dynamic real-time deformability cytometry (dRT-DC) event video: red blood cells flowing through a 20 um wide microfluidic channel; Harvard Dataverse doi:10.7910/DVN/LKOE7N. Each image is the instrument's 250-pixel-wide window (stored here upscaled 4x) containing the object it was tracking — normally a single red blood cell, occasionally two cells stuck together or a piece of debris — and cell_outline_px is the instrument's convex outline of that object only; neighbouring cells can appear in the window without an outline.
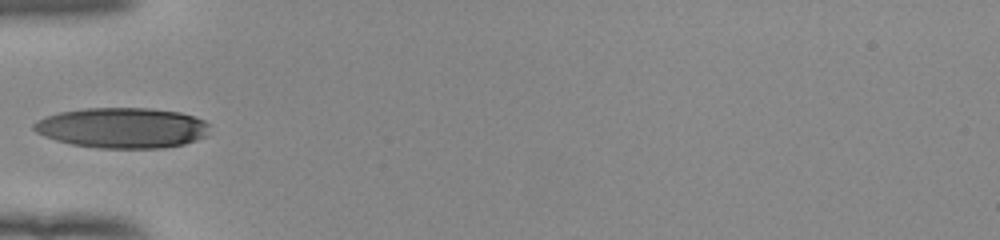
{"species": "human", "species_latin": "Homo sapiens", "temperature_condition": "room temperature", "stored_images_in_passage": 35, "camera_frame_rate_fps": 3000, "um_per_image_px": 0.085, "donor": {"sex": "female"}, "frame": {"image": 1, "passage_image": 1, "time_ms": 0.0, "image_size_px": [1000, 240], "cell_outline_px": [[208, 136], [184, 144], [160, 148], [100, 148], [72, 144], [56, 140], [44, 136], [36, 132], [32, 128], [32, 124], [48, 116], [60, 112], [88, 108], [148, 108], [180, 112], [204, 120], [208, 124]], "centroid_in_image_um": [10.42, 10.87], "position_along_channel_um": 74.6, "area_um2": 41.27}}
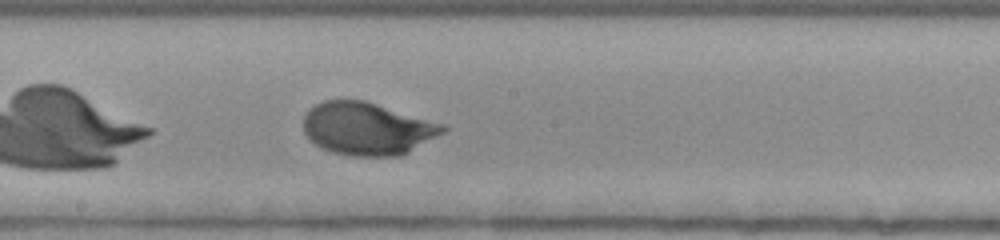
{"frame": {"image": 2, "passage_image": 12, "time_ms": 3.667, "image_size_px": [1000, 240], "cell_outline_px": [[448, 128], [444, 132], [408, 152], [400, 156], [352, 156], [332, 152], [316, 144], [304, 132], [304, 116], [308, 108], [324, 100], [364, 100], [444, 124]], "centroid_in_image_um": [31.21, 10.93], "position_along_channel_um": 217.0, "area_um2": 42.48}}
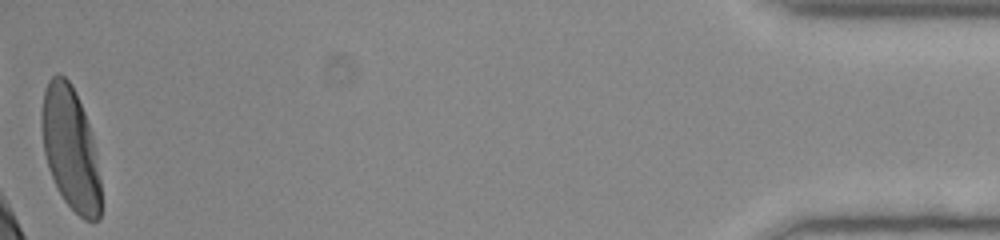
{"frame": {"image": 3, "passage_image": 35, "time_ms": 11.333, "image_size_px": [1000, 240], "cell_outline_px": [[100, 216], [96, 220], [84, 220], [64, 200], [56, 188], [48, 168], [44, 152], [40, 124], [40, 116], [44, 88], [48, 80], [56, 72], [64, 76], [72, 84], [76, 92], [84, 112], [92, 136], [96, 152], [100, 180]], "centroid_in_image_um": [5.96, 12.58], "position_along_channel_um": 429.2, "area_um2": 42.6}, "authors_computed_cell_mechanics": {"area_um2": 42.0784, "velocity_mm_per_s": 3.8821, "shape_relaxation_time_tau1_ms": 2.1594, "shape_relaxation_time_tau2_ms": null, "deformation_change_tau1": 0.1565, "deformation_change_tau2": null}}